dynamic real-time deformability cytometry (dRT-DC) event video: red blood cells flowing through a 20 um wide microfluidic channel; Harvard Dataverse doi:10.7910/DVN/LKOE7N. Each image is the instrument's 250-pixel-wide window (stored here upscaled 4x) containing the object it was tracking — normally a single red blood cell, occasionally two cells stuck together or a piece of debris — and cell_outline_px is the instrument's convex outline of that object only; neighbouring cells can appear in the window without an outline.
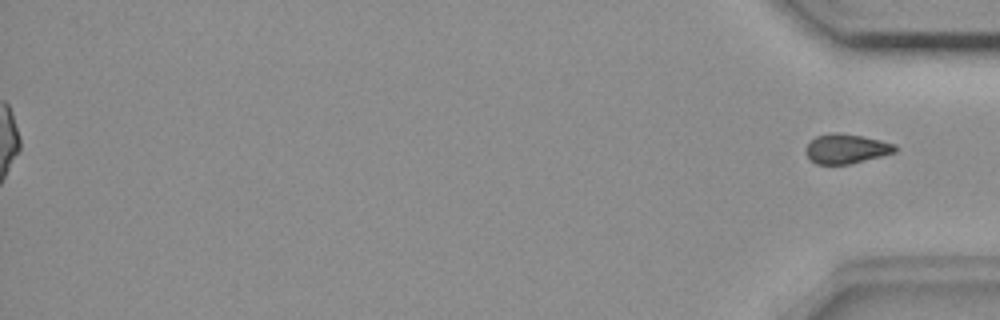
{"species": "common noctule bat (a hibernating species)", "species_latin": "Nyctalus noctula", "temperature_condition": "room temperature", "stored_images_in_passage": 39, "segment_of_instrument_passage": [2, 2], "camera_frame_rate_fps": 3000, "um_per_image_px": 0.085, "animal": {"sex": "female", "body_mass_g": 18.4}, "frame": {"image": 1, "passage_image": 39, "time_ms": 12.667, "image_size_px": [1000, 320], "cell_outline_px": [[900, 148], [896, 152], [852, 164], [816, 164], [804, 152], [804, 148], [816, 136], [832, 132], [836, 132], [860, 136], [880, 140], [896, 144]], "centroid_in_image_um": [71.96, 12.65], "position_along_channel_um": 363.2, "area_um2": 15.49}}